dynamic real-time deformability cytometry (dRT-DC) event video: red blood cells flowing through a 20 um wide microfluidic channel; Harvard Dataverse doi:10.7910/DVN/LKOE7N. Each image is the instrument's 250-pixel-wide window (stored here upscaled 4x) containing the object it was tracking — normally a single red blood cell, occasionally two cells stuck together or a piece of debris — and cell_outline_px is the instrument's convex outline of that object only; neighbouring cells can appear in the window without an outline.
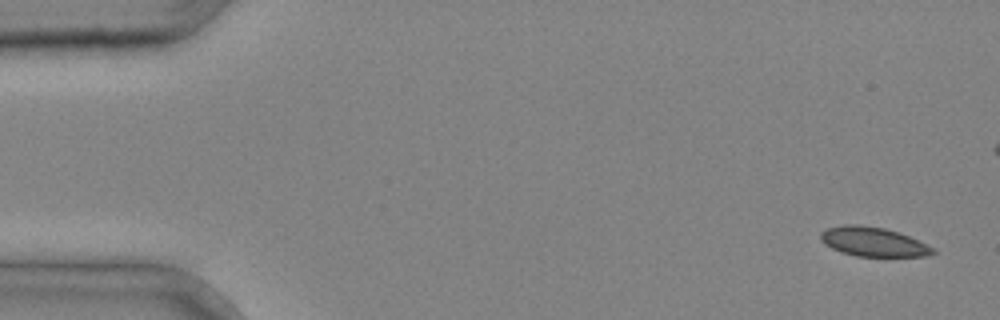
{"species": "common noctule bat (a hibernating species)", "species_latin": "Nyctalus noctula", "temperature_condition": "cold", "stored_images_in_passage": 4, "camera_frame_rate_fps": 3000, "um_per_image_px": 0.085, "animal": {"sex": "male", "body_mass_g": 20.4}, "frame": {"image": 1, "passage_image": 1, "time_ms": 0.0, "image_size_px": [1000, 320], "cell_outline_px": [[936, 252], [924, 256], [856, 256], [840, 252], [824, 244], [820, 240], [820, 232], [828, 228], [844, 224], [860, 224], [884, 228], [908, 236], [932, 248]], "centroid_in_image_um": [74.13, 20.54], "position_along_channel_um": 10.9, "area_um2": 18.9}}